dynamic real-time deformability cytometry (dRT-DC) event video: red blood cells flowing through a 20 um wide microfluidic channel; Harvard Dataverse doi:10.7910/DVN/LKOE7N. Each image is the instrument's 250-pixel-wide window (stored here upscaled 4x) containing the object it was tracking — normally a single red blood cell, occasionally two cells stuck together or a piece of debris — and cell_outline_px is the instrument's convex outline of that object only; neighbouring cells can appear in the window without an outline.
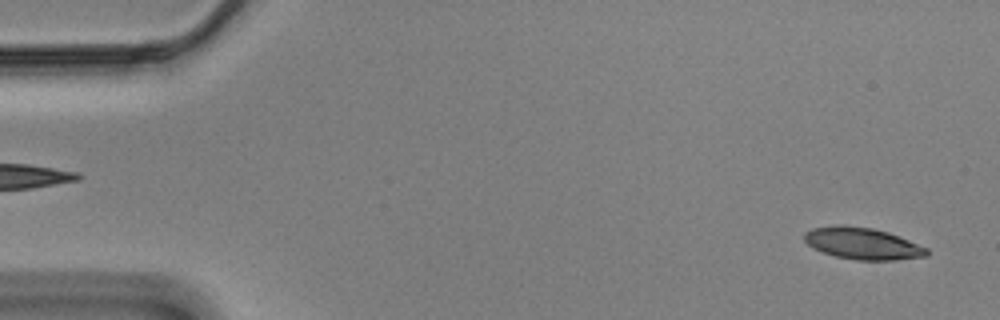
{"species": "Egyptian fruit bat (a non-hibernating species)", "species_latin": "Rousettus aegyptiacus", "temperature_condition": "cold", "stored_images_in_passage": 56, "camera_frame_rate_fps": 3000, "um_per_image_px": 0.085, "animal": {"sex": "male"}, "frame": {"image": 1, "passage_image": 2, "time_ms": 0.333, "image_size_px": [1000, 320], "cell_outline_px": [[928, 256], [892, 260], [856, 260], [836, 256], [812, 248], [804, 240], [804, 232], [812, 228], [840, 224], [844, 224], [872, 228], [888, 232], [928, 248]], "centroid_in_image_um": [73.29, 20.68], "position_along_channel_um": 11.7, "area_um2": 22.66}}
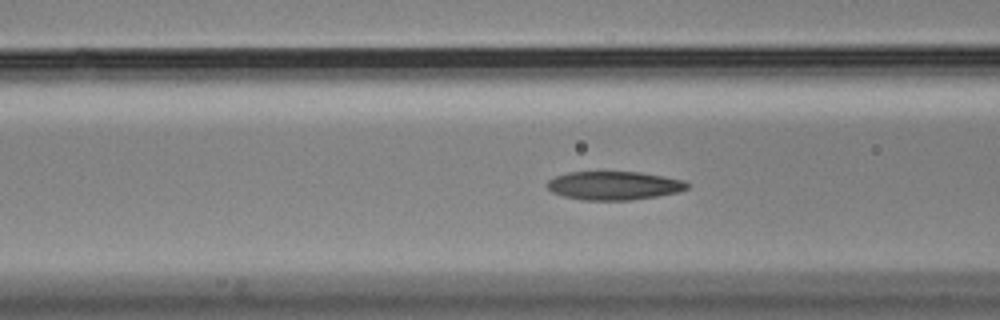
{"frame": {"image": 2, "passage_image": 21, "time_ms": 6.667, "image_size_px": [1000, 320], "cell_outline_px": [[688, 188], [676, 192], [656, 196], [628, 200], [580, 200], [564, 196], [552, 192], [544, 184], [548, 180], [556, 176], [568, 172], [640, 172], [684, 180], [688, 184]], "centroid_in_image_um": [52.14, 15.77], "position_along_channel_um": 114.5, "area_um2": 23.18}}
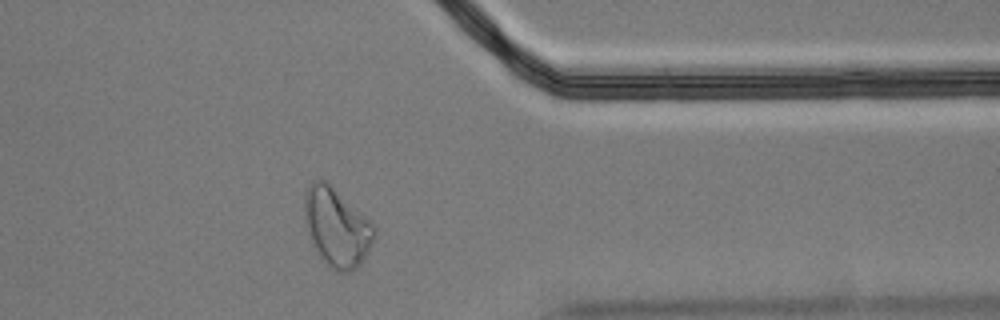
{"frame": {"image": 3, "passage_image": 45, "time_ms": 14.667, "image_size_px": [1000, 320], "cell_outline_px": [[376, 236], [364, 256], [356, 268], [352, 272], [336, 272], [328, 268], [320, 256], [312, 240], [304, 216], [304, 192], [308, 184], [312, 180], [324, 180], [364, 216], [376, 228]], "centroid_in_image_um": [28.6, 19.34], "position_along_channel_um": 382.8, "area_um2": 31.21}, "authors_computed_cell_mechanics": {"area_um2": 23.6113, "velocity_mm_per_s": 3.4881, "shape_relaxation_time_tau1_ms": 6.4157, "shape_relaxation_time_tau2_ms": 3.0615, "deformation_change_tau1": 0.1829, "deformation_change_tau2": 0.0765}}